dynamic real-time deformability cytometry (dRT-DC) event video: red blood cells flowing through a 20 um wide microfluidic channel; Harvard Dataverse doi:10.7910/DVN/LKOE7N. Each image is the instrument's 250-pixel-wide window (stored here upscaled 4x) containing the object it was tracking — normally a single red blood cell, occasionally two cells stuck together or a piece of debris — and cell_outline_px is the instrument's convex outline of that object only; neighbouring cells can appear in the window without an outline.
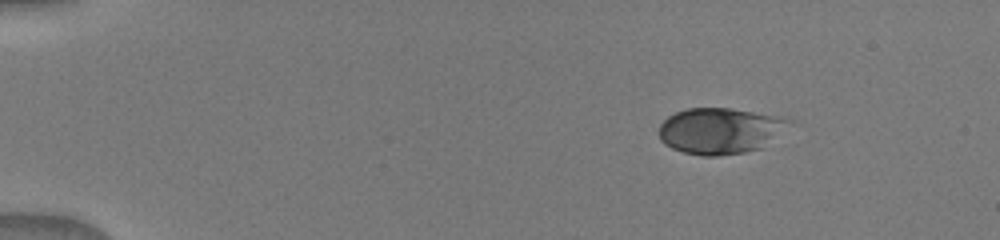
{"species": "human", "species_latin": "Homo sapiens", "temperature_condition": "warm", "stored_images_in_passage": 15, "camera_frame_rate_fps": 3000, "um_per_image_px": 0.085, "donor": {"sex": "male"}, "frame": {"image": 1, "passage_image": 1, "time_ms": 0.0, "image_size_px": [1000, 240], "cell_outline_px": [[788, 120], [764, 148], [744, 152], [720, 156], [700, 156], [684, 152], [672, 148], [664, 144], [660, 140], [660, 124], [668, 116], [676, 112], [688, 108], [732, 108], [776, 116]], "centroid_in_image_um": [61.09, 11.13], "position_along_channel_um": 23.9, "area_um2": 34.28}}
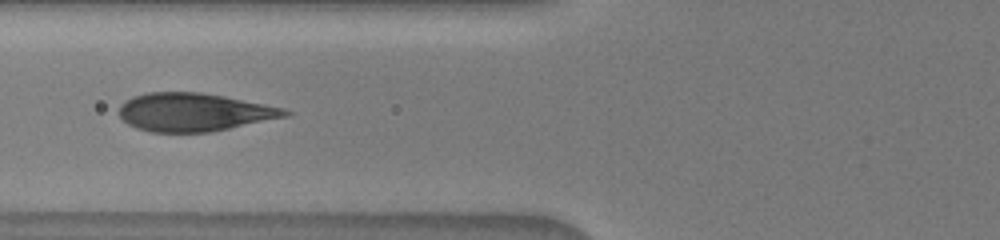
{"frame": {"image": 2, "passage_image": 12, "time_ms": 4.667, "image_size_px": [1000, 240], "cell_outline_px": [[292, 112], [288, 116], [208, 132], [152, 132], [136, 128], [128, 124], [120, 116], [120, 104], [124, 100], [132, 96], [148, 92], [200, 92], [224, 96], [284, 108]], "centroid_in_image_um": [16.45, 9.52], "position_along_channel_um": 109.3, "area_um2": 36.7}}
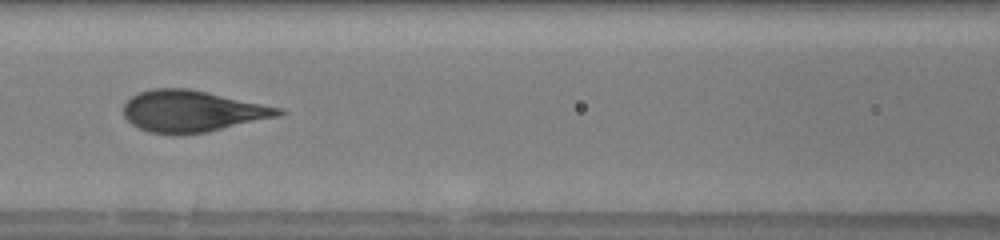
{"frame": {"image": 3, "passage_image": 14, "time_ms": 5.667, "image_size_px": [1000, 240], "cell_outline_px": [[288, 112], [280, 116], [208, 132], [184, 136], [180, 136], [152, 132], [140, 128], [132, 124], [124, 116], [124, 104], [132, 96], [140, 92], [152, 88], [188, 88], [208, 92], [284, 108]], "centroid_in_image_um": [16.39, 9.46], "position_along_channel_um": 150.2, "area_um2": 37.86}}